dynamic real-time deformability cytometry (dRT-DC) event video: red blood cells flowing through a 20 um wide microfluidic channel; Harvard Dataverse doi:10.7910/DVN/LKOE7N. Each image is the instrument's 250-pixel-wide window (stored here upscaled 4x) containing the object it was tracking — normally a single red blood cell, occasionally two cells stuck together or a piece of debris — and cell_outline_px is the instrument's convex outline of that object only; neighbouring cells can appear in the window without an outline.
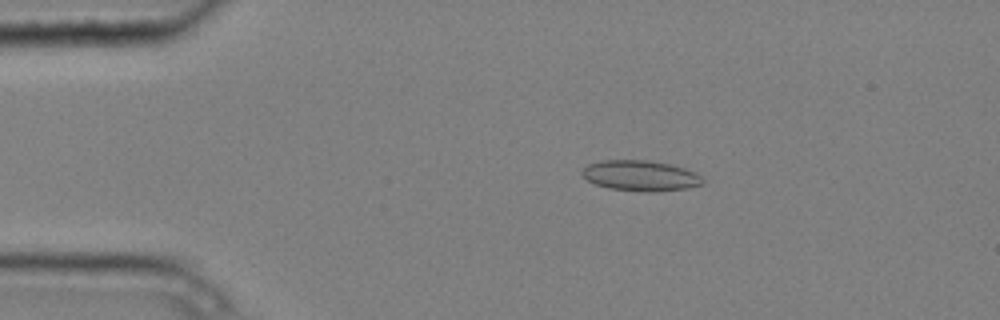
{"species": "common noctule bat (a hibernating species)", "species_latin": "Nyctalus noctula", "temperature_condition": "cold", "stored_images_in_passage": 5, "camera_frame_rate_fps": 3000, "um_per_image_px": 0.085, "animal": {"sex": "male", "body_mass_g": 20.4}, "frame": {"image": 1, "passage_image": 3, "time_ms": 0.667, "image_size_px": [1000, 320], "cell_outline_px": [[704, 184], [688, 188], [652, 192], [648, 192], [608, 188], [596, 184], [588, 180], [580, 172], [588, 164], [600, 160], [644, 160], [668, 164], [684, 168], [700, 176], [704, 180]], "centroid_in_image_um": [54.43, 14.94], "position_along_channel_um": 30.6, "area_um2": 21.27}}
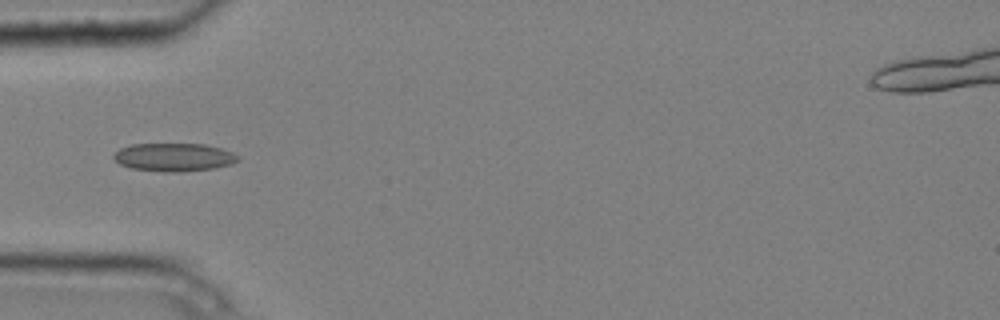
{"frame": {"image": 2, "passage_image": 5, "time_ms": 1.333, "image_size_px": [1000, 320], "cell_outline_px": [[240, 160], [232, 164], [216, 168], [180, 172], [164, 172], [132, 168], [120, 164], [112, 156], [120, 148], [132, 144], [204, 144], [220, 148], [232, 152], [240, 156]], "centroid_in_image_um": [14.82, 13.36], "position_along_channel_um": 70.2, "area_um2": 20.46}}